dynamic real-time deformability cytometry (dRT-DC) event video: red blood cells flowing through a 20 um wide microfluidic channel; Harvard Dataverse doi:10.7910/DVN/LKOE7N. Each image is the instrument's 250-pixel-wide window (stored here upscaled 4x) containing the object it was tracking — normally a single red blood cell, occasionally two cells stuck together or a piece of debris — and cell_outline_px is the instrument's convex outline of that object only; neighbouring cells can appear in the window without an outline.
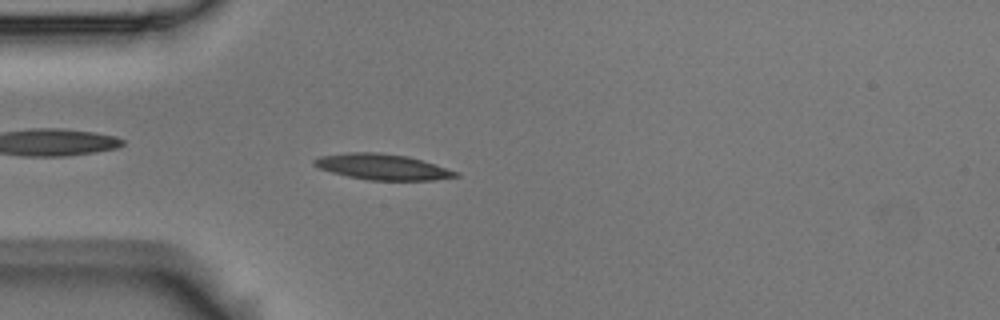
{"species": "Egyptian fruit bat (a non-hibernating species)", "species_latin": "Rousettus aegyptiacus", "temperature_condition": "room temperature", "stored_images_in_passage": 50, "camera_frame_rate_fps": 3000, "um_per_image_px": 0.085, "animal": {"sex": "male"}, "frame": {"image": 1, "passage_image": 11, "time_ms": 3.333, "image_size_px": [1000, 320], "cell_outline_px": [[460, 176], [436, 180], [368, 180], [348, 176], [332, 172], [320, 168], [312, 164], [312, 160], [320, 156], [348, 152], [376, 152], [408, 156], [460, 172]], "centroid_in_image_um": [32.52, 14.18], "position_along_channel_um": 52.5, "area_um2": 21.21}}
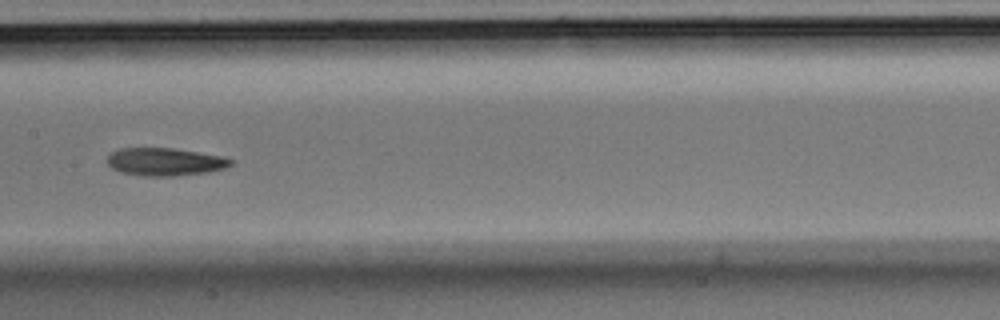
{"frame": {"image": 2, "passage_image": 23, "time_ms": 7.333, "image_size_px": [1000, 320], "cell_outline_px": [[232, 164], [224, 168], [208, 172], [176, 176], [144, 176], [120, 172], [112, 168], [108, 164], [108, 156], [112, 152], [120, 148], [172, 148], [220, 156], [232, 160]], "centroid_in_image_um": [13.99, 13.76], "position_along_channel_um": 193.4, "area_um2": 19.83}}
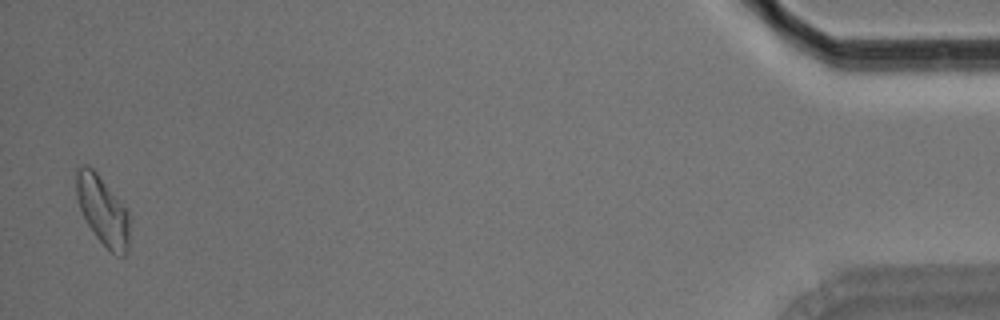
{"frame": {"image": 3, "passage_image": 49, "time_ms": 16.0, "image_size_px": [1000, 320], "cell_outline_px": [[128, 248], [124, 256], [116, 256], [96, 236], [88, 224], [80, 208], [76, 196], [76, 168], [84, 164], [88, 164], [96, 172], [128, 212]], "centroid_in_image_um": [8.7, 17.88], "position_along_channel_um": 426.5, "area_um2": 20.81}, "authors_computed_cell_mechanics": {"area_um2": 19.9699, "velocity_mm_per_s": 3.7108, "shape_relaxation_time_tau1_ms": 6.1004, "shape_relaxation_time_tau2_ms": 6.4154, "deformation_change_tau1": 0.1647, "deformation_change_tau2": 0.149}}